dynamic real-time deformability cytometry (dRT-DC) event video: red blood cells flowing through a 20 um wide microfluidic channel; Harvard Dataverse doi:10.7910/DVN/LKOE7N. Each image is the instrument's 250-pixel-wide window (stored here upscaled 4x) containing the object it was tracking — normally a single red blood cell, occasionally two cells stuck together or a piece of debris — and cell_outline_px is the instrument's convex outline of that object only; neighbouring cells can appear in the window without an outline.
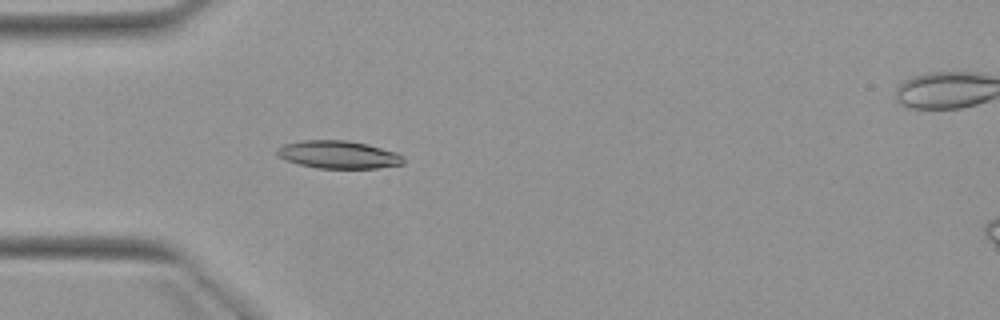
{"species": "Egyptian fruit bat (a non-hibernating species)", "species_latin": "Rousettus aegyptiacus", "temperature_condition": "warm", "stored_images_in_passage": 6, "camera_frame_rate_fps": 3000, "um_per_image_px": 0.085, "animal": {"sex": "female"}, "frame": {"image": 1, "passage_image": 5, "time_ms": 5.667, "image_size_px": [1000, 320], "cell_outline_px": [[404, 164], [376, 168], [316, 168], [284, 160], [276, 156], [276, 148], [284, 144], [304, 140], [348, 140], [368, 144], [396, 152], [404, 156]], "centroid_in_image_um": [28.75, 13.14], "position_along_channel_um": 56.3, "area_um2": 20.63}}